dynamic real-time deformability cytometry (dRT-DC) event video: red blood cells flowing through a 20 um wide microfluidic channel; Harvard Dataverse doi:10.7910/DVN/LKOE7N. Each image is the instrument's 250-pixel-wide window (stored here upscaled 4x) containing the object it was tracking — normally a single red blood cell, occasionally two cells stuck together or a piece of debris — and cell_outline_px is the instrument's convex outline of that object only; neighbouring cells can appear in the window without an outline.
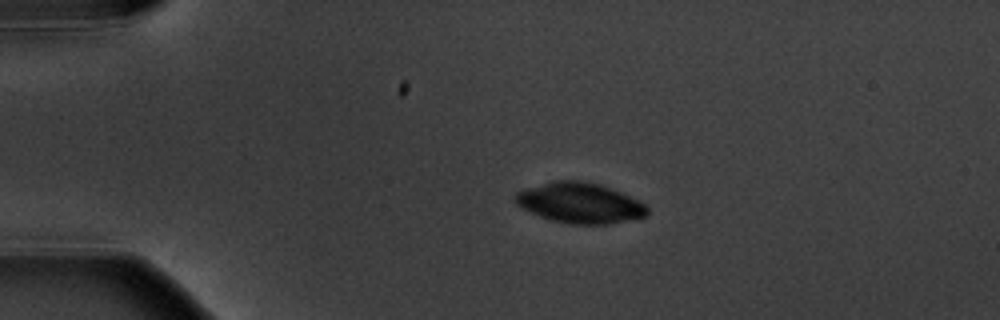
{"species": "common noctule bat (a hibernating species)", "species_latin": "Nyctalus noctula", "temperature_condition": "warm", "stored_images_in_passage": 4, "camera_frame_rate_fps": 3000, "um_per_image_px": 0.085, "animal": {"sex": "male", "body_mass_g": 20.1, "forearm_length_mm": 53.5}, "frame": {"image": 1, "passage_image": 3, "time_ms": 2.333, "image_size_px": [1000, 320], "cell_outline_px": [[648, 216], [608, 224], [568, 224], [552, 220], [540, 216], [520, 208], [516, 204], [516, 192], [528, 188], [556, 180], [584, 180], [600, 184], [612, 188], [644, 204], [648, 208]], "centroid_in_image_um": [49.29, 17.25], "position_along_channel_um": 35.7, "area_um2": 30.92}}